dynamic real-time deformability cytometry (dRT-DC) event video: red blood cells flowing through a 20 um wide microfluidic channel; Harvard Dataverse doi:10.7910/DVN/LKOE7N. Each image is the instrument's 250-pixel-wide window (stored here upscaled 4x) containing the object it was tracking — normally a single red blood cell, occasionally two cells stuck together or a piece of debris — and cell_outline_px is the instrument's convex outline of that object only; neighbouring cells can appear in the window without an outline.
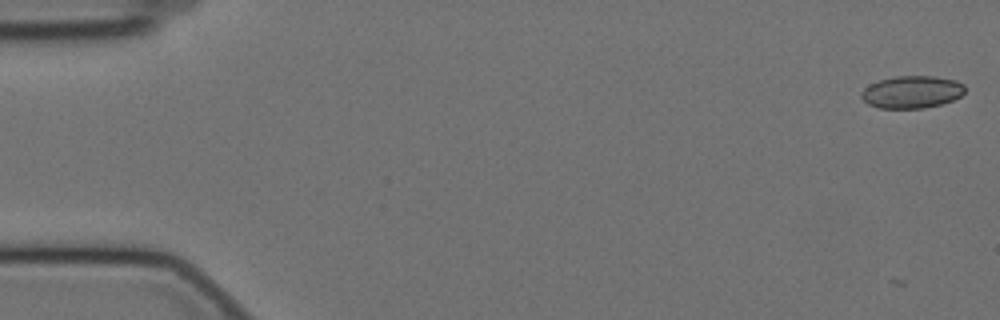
{"species": "Egyptian fruit bat (a non-hibernating species)", "species_latin": "Rousettus aegyptiacus", "temperature_condition": "cold", "stored_images_in_passage": 47, "camera_frame_rate_fps": 3000, "um_per_image_px": 0.085, "animal": {"sex": "female"}, "frame": {"image": 1, "passage_image": 1, "time_ms": 0.0, "image_size_px": [1000, 320], "cell_outline_px": [[964, 92], [960, 96], [952, 100], [940, 104], [924, 108], [880, 108], [868, 104], [860, 96], [860, 92], [868, 84], [880, 80], [896, 76], [932, 76], [956, 80], [964, 84]], "centroid_in_image_um": [77.48, 7.81], "position_along_channel_um": 7.5, "area_um2": 19.54}}
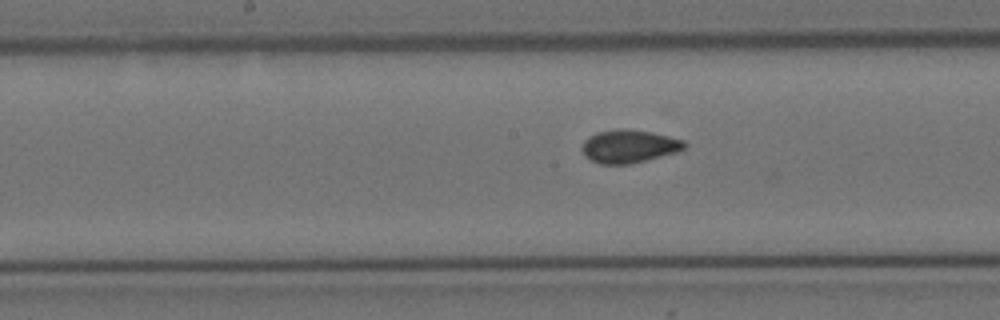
{"frame": {"image": 2, "passage_image": 29, "time_ms": 9.333, "image_size_px": [1000, 320], "cell_outline_px": [[688, 144], [684, 148], [676, 152], [628, 164], [600, 164], [584, 156], [584, 140], [588, 136], [596, 132], [620, 128], [652, 132], [684, 140]], "centroid_in_image_um": [53.47, 12.42], "position_along_channel_um": 194.7, "area_um2": 19.48}}
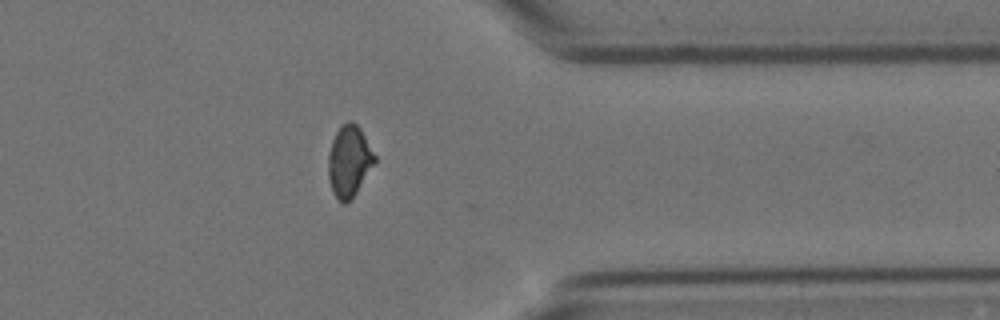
{"frame": {"image": 3, "passage_image": 46, "time_ms": 15.0, "image_size_px": [1000, 320], "cell_outline_px": [[376, 160], [356, 192], [344, 204], [332, 192], [328, 176], [328, 152], [332, 140], [336, 132], [348, 120], [352, 120], [360, 128], [376, 156]], "centroid_in_image_um": [29.66, 13.66], "position_along_channel_um": 381.7, "area_um2": 18.96}, "authors_computed_cell_mechanics": {"area_um2": 19.2474, "velocity_mm_per_s": 3.4866, "shape_relaxation_time_tau1_ms": null, "shape_relaxation_time_tau2_ms": 1.404, "deformation_change_tau1": null, "deformation_change_tau2": 0.0534}}